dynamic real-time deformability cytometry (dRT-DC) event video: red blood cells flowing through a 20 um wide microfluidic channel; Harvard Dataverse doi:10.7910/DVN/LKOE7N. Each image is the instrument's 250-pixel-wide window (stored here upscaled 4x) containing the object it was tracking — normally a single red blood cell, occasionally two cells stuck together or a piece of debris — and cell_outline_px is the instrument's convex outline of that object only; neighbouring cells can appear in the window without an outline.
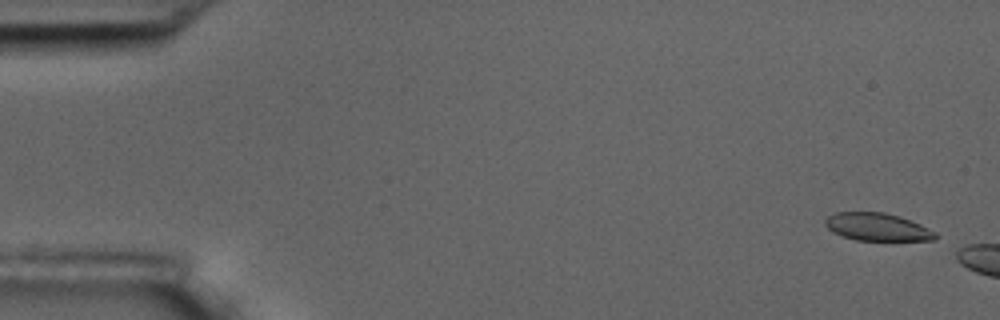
{"species": "common noctule bat (a hibernating species)", "species_latin": "Nyctalus noctula", "temperature_condition": "room temperature", "stored_images_in_passage": 4, "camera_frame_rate_fps": 3000, "um_per_image_px": 0.085, "animal": {"sex": "male", "body_mass_g": 17.5, "forearm_length_mm": 52.3}, "frame": {"image": 1, "passage_image": 1, "time_ms": 0.0, "image_size_px": [1000, 320], "cell_outline_px": [[936, 240], [856, 240], [832, 232], [824, 224], [824, 220], [828, 216], [836, 212], [884, 212], [900, 216], [920, 224], [936, 232]], "centroid_in_image_um": [74.56, 19.28], "position_along_channel_um": 10.4, "area_um2": 17.74}}